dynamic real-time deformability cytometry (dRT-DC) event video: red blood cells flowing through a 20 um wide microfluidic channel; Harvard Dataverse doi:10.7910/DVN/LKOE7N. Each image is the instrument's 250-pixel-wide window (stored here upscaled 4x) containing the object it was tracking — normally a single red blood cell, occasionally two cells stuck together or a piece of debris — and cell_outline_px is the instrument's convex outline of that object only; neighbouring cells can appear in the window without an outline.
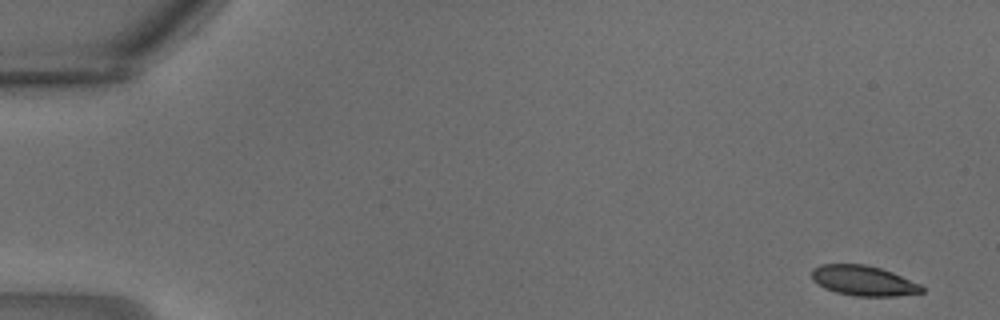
{"species": "common noctule bat (a hibernating species)", "species_latin": "Nyctalus noctula", "temperature_condition": "warm", "stored_images_in_passage": 17, "camera_frame_rate_fps": 3000, "um_per_image_px": 0.085, "animal": {"sex": "male", "body_mass_g": 18.8}, "frame": {"image": 1, "passage_image": 1, "time_ms": 0.0, "image_size_px": [1000, 320], "cell_outline_px": [[924, 292], [896, 296], [856, 296], [836, 292], [824, 288], [812, 280], [812, 268], [820, 264], [864, 264], [880, 268], [892, 272], [920, 284], [924, 288]], "centroid_in_image_um": [73.38, 23.85], "position_along_channel_um": 11.6, "area_um2": 19.31}}
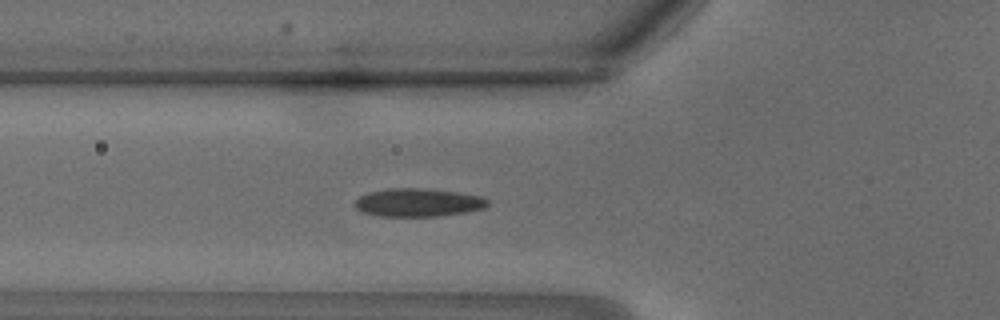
{"frame": {"image": 2, "passage_image": 11, "time_ms": 3.333, "image_size_px": [1000, 320], "cell_outline_px": [[488, 204], [484, 208], [464, 212], [440, 216], [380, 216], [364, 212], [356, 208], [356, 200], [360, 196], [368, 192], [388, 188], [420, 188], [456, 192], [480, 196], [488, 200]], "centroid_in_image_um": [35.53, 17.21], "position_along_channel_um": 90.3, "area_um2": 21.56}}
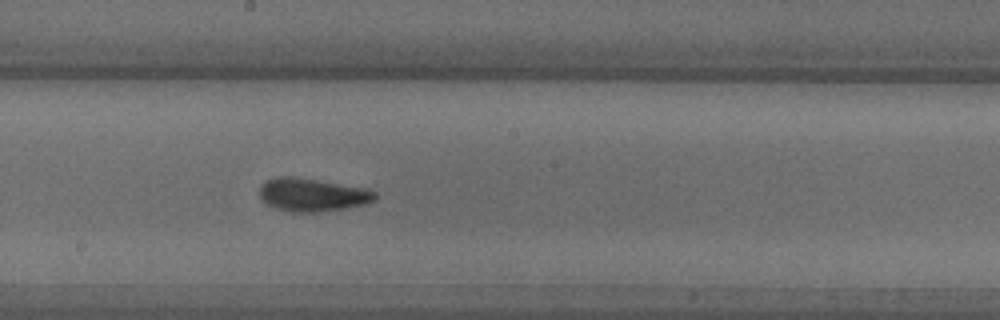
{"frame": {"image": 3, "passage_image": 17, "time_ms": 5.333, "image_size_px": [1000, 320], "cell_outline_px": [[376, 200], [368, 204], [348, 208], [316, 212], [292, 212], [276, 208], [260, 200], [260, 184], [264, 180], [280, 176], [292, 176], [364, 188], [376, 192]], "centroid_in_image_um": [26.53, 16.56], "position_along_channel_um": 221.7, "area_um2": 22.37}}